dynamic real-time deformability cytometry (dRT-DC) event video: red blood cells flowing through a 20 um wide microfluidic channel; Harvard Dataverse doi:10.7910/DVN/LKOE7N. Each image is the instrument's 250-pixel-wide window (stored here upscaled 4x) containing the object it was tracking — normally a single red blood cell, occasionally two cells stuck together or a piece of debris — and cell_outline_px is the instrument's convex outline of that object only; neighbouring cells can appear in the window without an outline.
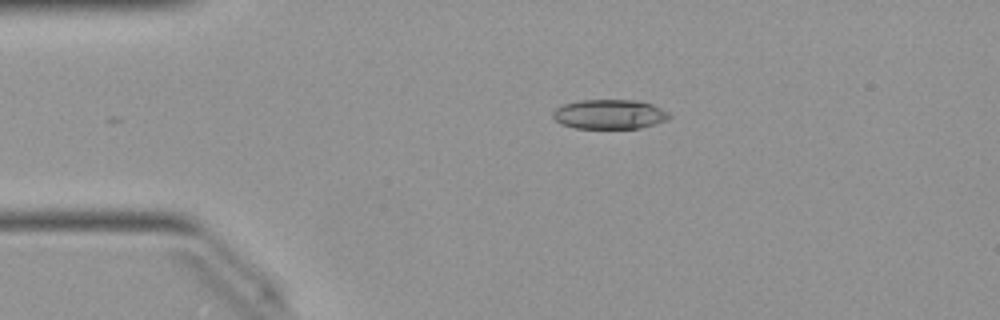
{"species": "Egyptian fruit bat (a non-hibernating species)", "species_latin": "Rousettus aegyptiacus", "temperature_condition": "warm", "stored_images_in_passage": 17, "camera_frame_rate_fps": 3000, "um_per_image_px": 0.085, "animal": {"sex": "female"}, "frame": {"image": 1, "passage_image": 2, "time_ms": 0.333, "image_size_px": [1000, 320], "cell_outline_px": [[672, 116], [668, 120], [640, 128], [576, 128], [560, 124], [552, 116], [552, 112], [556, 108], [564, 104], [580, 100], [636, 100], [652, 104], [668, 112]], "centroid_in_image_um": [51.81, 9.71], "position_along_channel_um": 33.2, "area_um2": 20.06}}
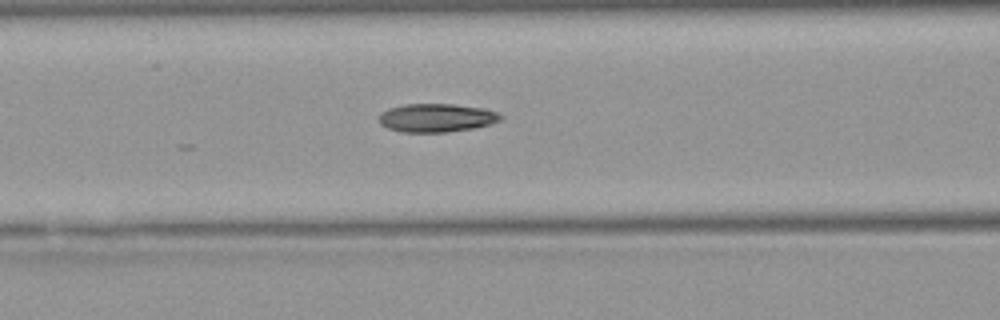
{"frame": {"image": 2, "passage_image": 12, "time_ms": 3.667, "image_size_px": [1000, 320], "cell_outline_px": [[504, 116], [500, 120], [488, 124], [472, 128], [448, 132], [400, 132], [388, 128], [380, 124], [380, 112], [388, 108], [404, 104], [452, 104], [484, 108], [496, 112]], "centroid_in_image_um": [37.07, 10.01], "position_along_channel_um": 129.5, "area_um2": 20.11}}
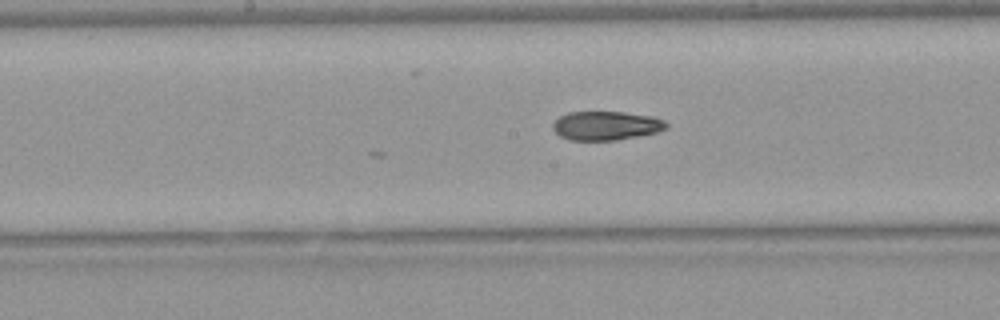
{"frame": {"image": 3, "passage_image": 17, "time_ms": 5.333, "image_size_px": [1000, 320], "cell_outline_px": [[668, 128], [656, 132], [616, 140], [568, 140], [560, 136], [552, 128], [552, 124], [560, 116], [568, 112], [624, 112], [652, 116], [664, 120], [668, 124]], "centroid_in_image_um": [51.51, 10.68], "position_along_channel_um": 196.7, "area_um2": 19.07}}